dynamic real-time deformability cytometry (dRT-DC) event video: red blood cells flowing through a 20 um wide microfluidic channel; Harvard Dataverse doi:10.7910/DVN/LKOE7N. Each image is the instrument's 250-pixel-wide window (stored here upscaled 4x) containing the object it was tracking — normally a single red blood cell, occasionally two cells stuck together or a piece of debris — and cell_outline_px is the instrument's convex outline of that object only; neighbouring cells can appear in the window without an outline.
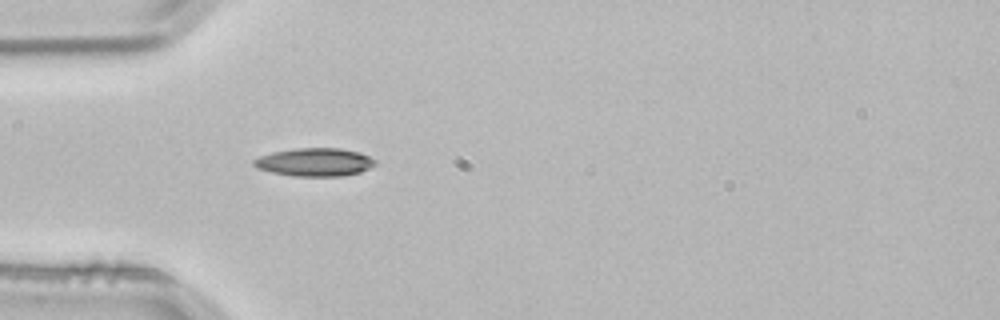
{"species": "common noctule bat (a hibernating species)", "species_latin": "Nyctalus noctula", "temperature_condition": "room temperature", "stored_images_in_passage": 5, "segment_of_instrument_passage": [1, 2], "camera_frame_rate_fps": 3000, "um_per_image_px": 0.085, "animal": {"sex": "male", "body_mass_g": 21.5, "forearm_length_mm": 52.0}, "frame": {"image": 1, "passage_image": 4, "time_ms": 1.0, "image_size_px": [1000, 320], "cell_outline_px": [[376, 164], [360, 172], [344, 176], [296, 176], [272, 172], [256, 168], [252, 164], [252, 160], [260, 156], [272, 152], [296, 148], [340, 148], [360, 152], [376, 160]], "centroid_in_image_um": [26.74, 13.78], "position_along_channel_um": 58.3, "area_um2": 19.94}}